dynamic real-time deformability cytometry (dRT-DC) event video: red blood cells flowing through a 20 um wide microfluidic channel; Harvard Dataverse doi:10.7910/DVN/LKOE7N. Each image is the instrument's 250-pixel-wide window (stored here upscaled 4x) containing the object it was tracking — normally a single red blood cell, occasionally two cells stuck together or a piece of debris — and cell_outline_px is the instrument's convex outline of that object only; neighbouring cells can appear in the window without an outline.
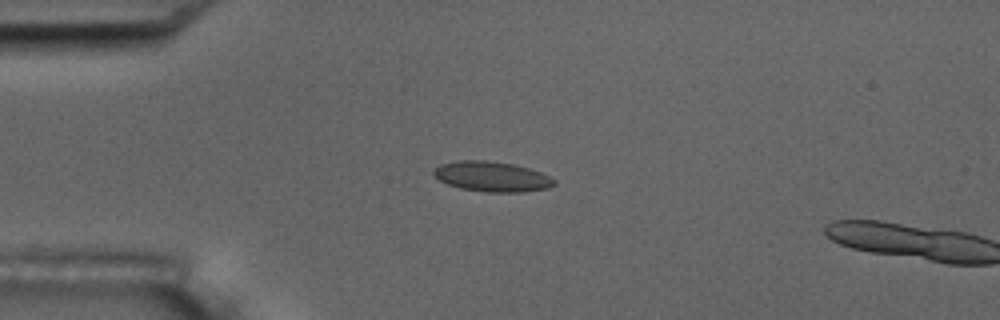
{"species": "common noctule bat (a hibernating species)", "species_latin": "Nyctalus noctula", "temperature_condition": "room temperature", "stored_images_in_passage": 5, "camera_frame_rate_fps": 3000, "um_per_image_px": 0.085, "animal": {"sex": "male", "body_mass_g": 17.5, "forearm_length_mm": 52.3}, "frame": {"image": 1, "passage_image": 4, "time_ms": 4.333, "image_size_px": [1000, 320], "cell_outline_px": [[556, 184], [548, 188], [524, 192], [484, 192], [460, 188], [448, 184], [440, 180], [432, 172], [440, 164], [460, 160], [484, 160], [512, 164], [528, 168], [540, 172], [556, 180]], "centroid_in_image_um": [41.83, 15.01], "position_along_channel_um": 43.2, "area_um2": 21.04}}